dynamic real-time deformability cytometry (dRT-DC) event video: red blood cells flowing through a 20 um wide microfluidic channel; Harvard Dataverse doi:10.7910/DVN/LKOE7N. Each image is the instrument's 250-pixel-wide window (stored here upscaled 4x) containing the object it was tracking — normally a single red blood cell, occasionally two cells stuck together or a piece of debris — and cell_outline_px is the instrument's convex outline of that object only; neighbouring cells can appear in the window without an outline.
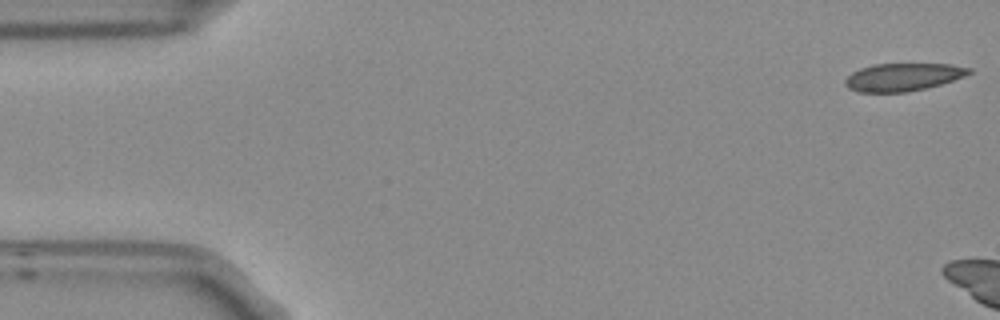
{"species": "Egyptian fruit bat (a non-hibernating species)", "species_latin": "Rousettus aegyptiacus", "temperature_condition": "room temperature", "stored_images_in_passage": 3, "camera_frame_rate_fps": 3000, "um_per_image_px": 0.085, "frame": {"image": 1, "passage_image": 1, "time_ms": 0.0, "image_size_px": [1000, 320], "cell_outline_px": [[972, 72], [964, 76], [940, 84], [924, 88], [904, 92], [856, 92], [848, 88], [844, 84], [844, 80], [852, 72], [860, 68], [876, 64], [952, 64], [972, 68]], "centroid_in_image_um": [76.73, 6.54], "position_along_channel_um": 8.3, "area_um2": 19.94}}